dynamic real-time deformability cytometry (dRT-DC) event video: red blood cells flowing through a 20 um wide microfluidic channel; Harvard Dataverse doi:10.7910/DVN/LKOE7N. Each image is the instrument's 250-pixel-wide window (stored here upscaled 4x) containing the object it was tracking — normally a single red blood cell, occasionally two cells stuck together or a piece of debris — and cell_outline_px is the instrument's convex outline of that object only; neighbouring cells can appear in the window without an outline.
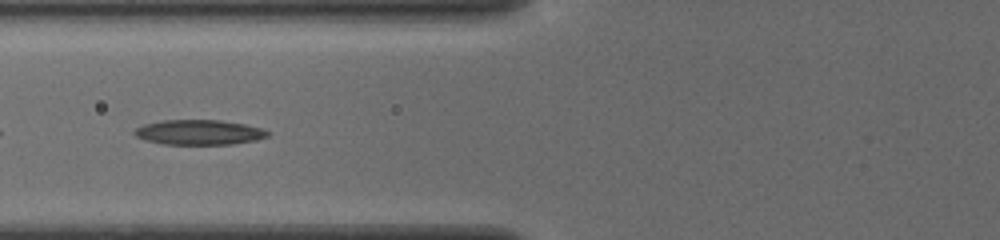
{"species": "common noctule bat (a hibernating species)", "species_latin": "Nyctalus noctula", "temperature_condition": "cold", "stored_images_in_passage": 56, "camera_frame_rate_fps": 3000, "um_per_image_px": 0.085, "animal": {"sex": "female", "body_mass_g": 19.5, "forearm_length_mm": 54.1}, "frame": {"image": 1, "passage_image": 25, "time_ms": 8.0, "image_size_px": [1000, 240], "cell_outline_px": [[272, 132], [268, 136], [256, 140], [232, 144], [164, 144], [144, 140], [136, 136], [132, 132], [136, 128], [144, 124], [164, 120], [220, 120], [244, 124], [264, 128]], "centroid_in_image_um": [16.95, 11.24], "position_along_channel_um": 108.9, "area_um2": 19.48}}
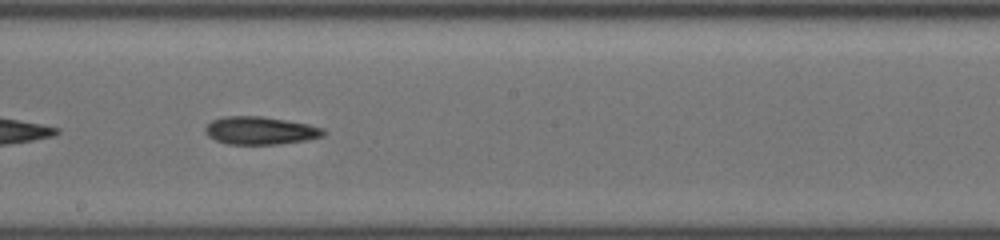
{"frame": {"image": 2, "passage_image": 34, "time_ms": 11.0, "image_size_px": [1000, 240], "cell_outline_px": [[324, 136], [304, 140], [276, 144], [228, 144], [216, 140], [208, 136], [204, 132], [204, 128], [212, 120], [224, 116], [264, 116], [308, 124], [324, 128]], "centroid_in_image_um": [22.1, 11.09], "position_along_channel_um": 226.1, "area_um2": 19.13}}
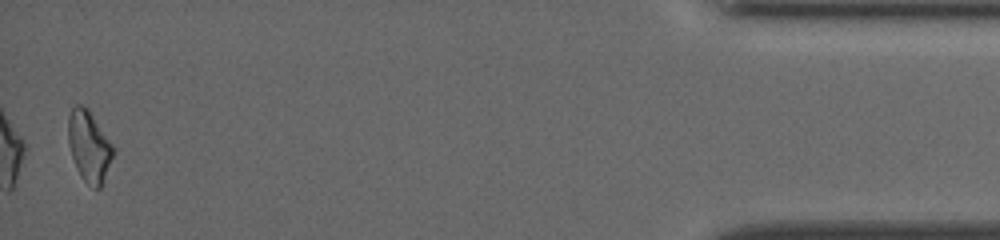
{"frame": {"image": 3, "passage_image": 55, "time_ms": 18.0, "image_size_px": [1000, 240], "cell_outline_px": [[116, 152], [104, 180], [100, 188], [92, 188], [80, 176], [76, 168], [68, 144], [68, 116], [72, 108], [76, 104], [80, 104], [88, 108], [112, 144]], "centroid_in_image_um": [7.58, 12.44], "position_along_channel_um": 427.6, "area_um2": 18.79}, "authors_computed_cell_mechanics": {"area_um2": 19.2763, "velocity_mm_per_s": 3.8992, "shape_relaxation_time_tau1_ms": 4.289, "shape_relaxation_time_tau2_ms": null, "deformation_change_tau1": 0.1248, "deformation_change_tau2": null}}